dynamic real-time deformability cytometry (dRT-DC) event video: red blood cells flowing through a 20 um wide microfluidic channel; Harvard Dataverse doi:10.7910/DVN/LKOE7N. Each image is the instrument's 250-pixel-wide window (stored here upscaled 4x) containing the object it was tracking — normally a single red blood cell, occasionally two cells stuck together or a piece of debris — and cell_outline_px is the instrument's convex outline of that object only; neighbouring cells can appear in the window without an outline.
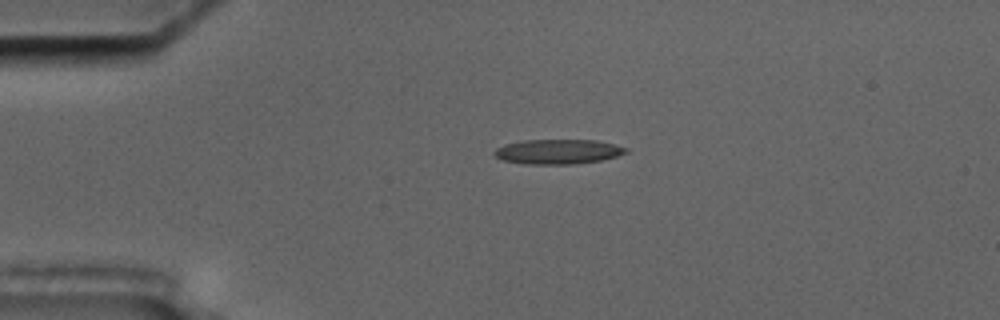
{"species": "common noctule bat (a hibernating species)", "species_latin": "Nyctalus noctula", "temperature_condition": "cold", "stored_images_in_passage": 4, "camera_frame_rate_fps": 3000, "um_per_image_px": 0.085, "animal": {"sex": "male", "body_mass_g": 17.5, "forearm_length_mm": 52.3}, "frame": {"image": 1, "passage_image": 2, "time_ms": 1.333, "image_size_px": [1000, 320], "cell_outline_px": [[628, 152], [616, 156], [600, 160], [572, 164], [524, 164], [504, 160], [496, 156], [492, 152], [496, 148], [504, 144], [524, 140], [596, 140], [628, 148]], "centroid_in_image_um": [47.4, 12.88], "position_along_channel_um": 37.6, "area_um2": 18.84}}
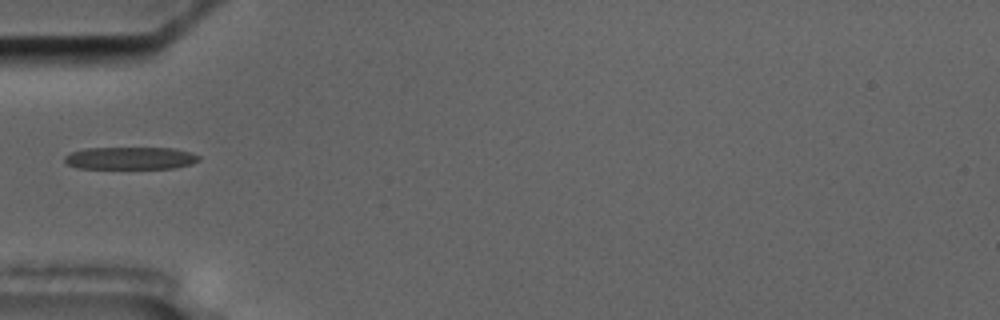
{"frame": {"image": 2, "passage_image": 4, "time_ms": 3.333, "image_size_px": [1000, 320], "cell_outline_px": [[200, 160], [192, 164], [176, 168], [76, 168], [68, 164], [64, 160], [64, 156], [68, 152], [84, 148], [176, 148], [192, 152], [200, 156]], "centroid_in_image_um": [11.09, 13.43], "position_along_channel_um": 73.9, "area_um2": 17.8}}